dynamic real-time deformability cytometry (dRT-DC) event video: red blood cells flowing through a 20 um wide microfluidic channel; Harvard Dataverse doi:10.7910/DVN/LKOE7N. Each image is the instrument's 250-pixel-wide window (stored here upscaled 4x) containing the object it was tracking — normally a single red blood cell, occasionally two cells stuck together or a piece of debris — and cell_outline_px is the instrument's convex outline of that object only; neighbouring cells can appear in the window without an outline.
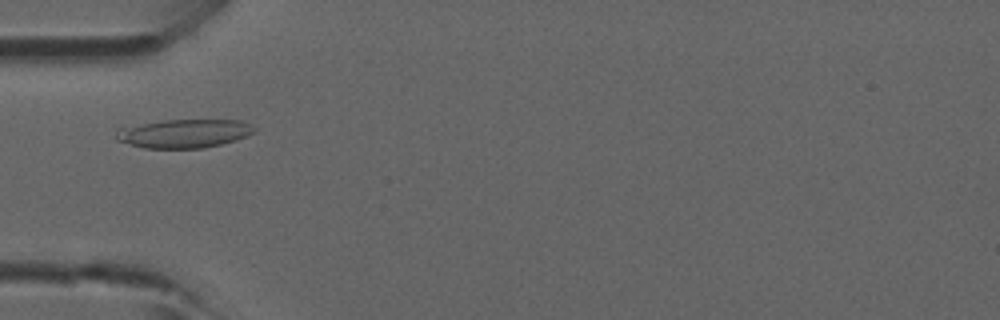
{"species": "common noctule bat (a hibernating species)", "species_latin": "Nyctalus noctula", "temperature_condition": "room temperature", "stored_images_in_passage": 43, "camera_frame_rate_fps": 3000, "um_per_image_px": 0.085, "animal": {"sex": "male", "forearm_length_mm": 52.5}, "frame": {"image": 1, "passage_image": 12, "time_ms": 3.667, "image_size_px": [1000, 320], "cell_outline_px": [[256, 128], [252, 132], [236, 140], [204, 148], [144, 148], [116, 140], [116, 128], [164, 120], [240, 120]], "centroid_in_image_um": [15.59, 11.35], "position_along_channel_um": 69.4, "area_um2": 22.83}}
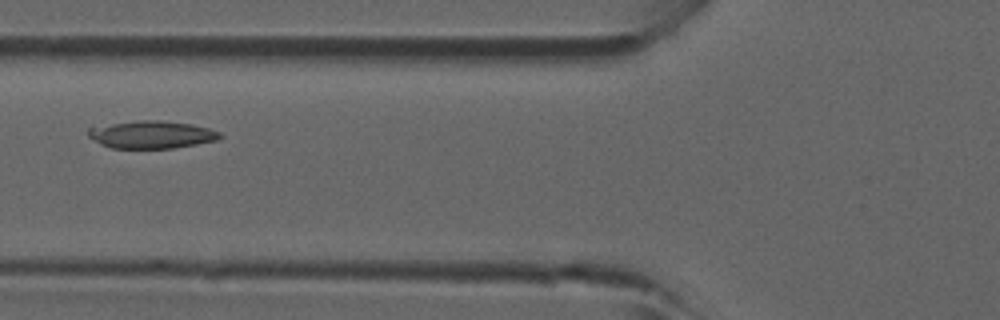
{"frame": {"image": 2, "passage_image": 15, "time_ms": 4.667, "image_size_px": [1000, 320], "cell_outline_px": [[224, 136], [216, 140], [196, 144], [172, 148], [112, 148], [100, 144], [88, 136], [88, 128], [112, 124], [140, 120], [160, 120], [192, 124], [208, 128], [220, 132]], "centroid_in_image_um": [12.91, 11.44], "position_along_channel_um": 112.9, "area_um2": 20.98}}
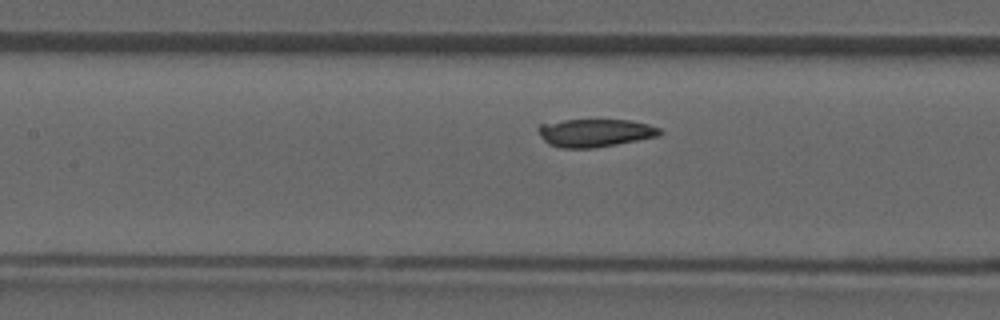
{"frame": {"image": 3, "passage_image": 18, "time_ms": 5.667, "image_size_px": [1000, 320], "cell_outline_px": [[664, 132], [660, 136], [616, 144], [592, 148], [560, 148], [548, 144], [540, 136], [536, 128], [540, 124], [564, 120], [628, 120], [648, 124], [660, 128]], "centroid_in_image_um": [50.57, 11.29], "position_along_channel_um": 156.8, "area_um2": 19.88}}